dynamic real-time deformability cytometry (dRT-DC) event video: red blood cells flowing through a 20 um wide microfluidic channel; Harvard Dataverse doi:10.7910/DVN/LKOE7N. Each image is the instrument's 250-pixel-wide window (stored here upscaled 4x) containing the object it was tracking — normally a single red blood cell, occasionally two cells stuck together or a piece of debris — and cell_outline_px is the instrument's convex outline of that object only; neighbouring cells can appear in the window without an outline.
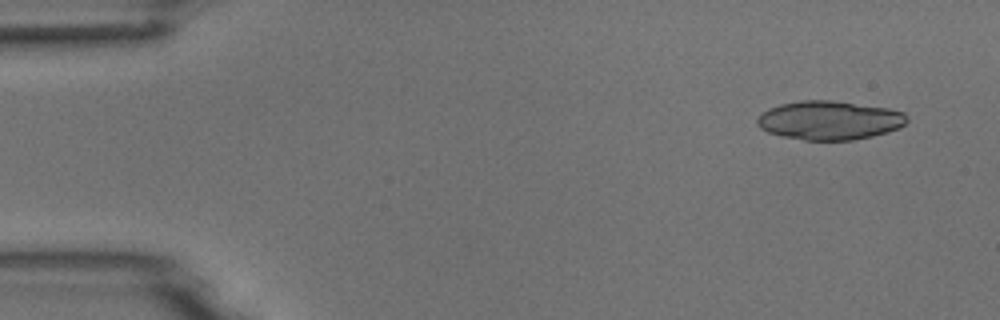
{"species": "common noctule bat (a hibernating species)", "species_latin": "Nyctalus noctula", "temperature_condition": "room temperature", "stored_images_in_passage": 9, "camera_frame_rate_fps": 3000, "um_per_image_px": 0.085, "animal": {"sex": "male", "body_mass_g": 18.8}, "frame": {"image": 1, "passage_image": 1, "time_ms": 0.0, "image_size_px": [1000, 320], "cell_outline_px": [[908, 120], [900, 128], [888, 132], [872, 136], [852, 140], [804, 140], [780, 136], [768, 132], [760, 128], [756, 124], [756, 120], [768, 108], [780, 104], [800, 100], [832, 100], [888, 108], [904, 112], [908, 116]], "centroid_in_image_um": [70.51, 10.22], "position_along_channel_um": 14.5, "area_um2": 34.1}}